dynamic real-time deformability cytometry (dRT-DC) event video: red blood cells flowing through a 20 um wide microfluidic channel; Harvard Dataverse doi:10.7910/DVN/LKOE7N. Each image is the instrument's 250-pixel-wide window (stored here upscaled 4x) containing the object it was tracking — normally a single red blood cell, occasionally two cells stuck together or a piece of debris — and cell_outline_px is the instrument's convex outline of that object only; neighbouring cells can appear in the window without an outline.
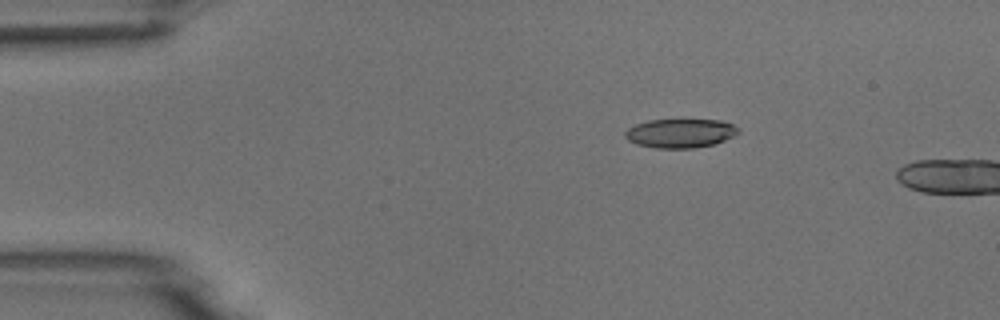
{"species": "common noctule bat (a hibernating species)", "species_latin": "Nyctalus noctula", "temperature_condition": "room temperature", "stored_images_in_passage": 3, "camera_frame_rate_fps": 3000, "um_per_image_px": 0.085, "animal": {"sex": "male", "body_mass_g": 18.8}, "frame": {"image": 1, "passage_image": 2, "time_ms": 1.333, "image_size_px": [1000, 320], "cell_outline_px": [[740, 132], [724, 140], [712, 144], [692, 148], [656, 148], [636, 144], [628, 140], [624, 136], [624, 132], [628, 128], [636, 124], [648, 120], [720, 120], [732, 124], [740, 128]], "centroid_in_image_um": [57.8, 11.32], "position_along_channel_um": 27.2, "area_um2": 19.02}}